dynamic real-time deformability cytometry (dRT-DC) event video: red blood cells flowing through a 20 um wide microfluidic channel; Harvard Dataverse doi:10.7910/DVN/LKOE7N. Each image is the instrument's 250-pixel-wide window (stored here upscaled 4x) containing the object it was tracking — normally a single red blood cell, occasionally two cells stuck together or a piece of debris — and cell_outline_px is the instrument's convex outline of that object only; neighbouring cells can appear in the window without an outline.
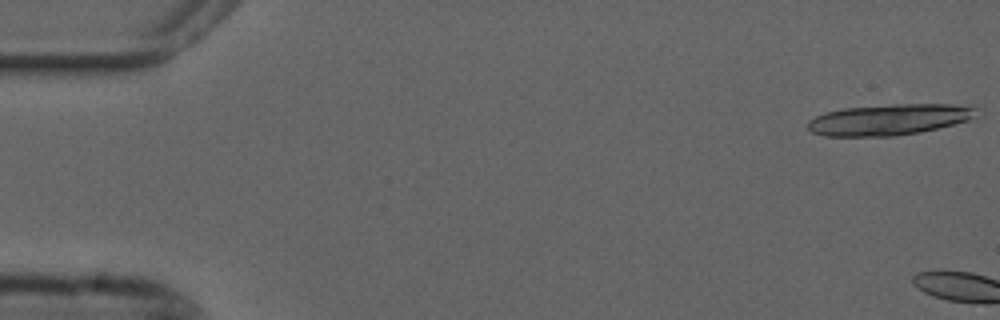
{"species": "common noctule bat (a hibernating species)", "species_latin": "Nyctalus noctula", "temperature_condition": "cold", "stored_images_in_passage": 4, "camera_frame_rate_fps": 3000, "um_per_image_px": 0.085, "animal": {"sex": "male", "forearm_length_mm": 52.5}, "frame": {"image": 1, "passage_image": 1, "time_ms": 0.0, "image_size_px": [1000, 320], "cell_outline_px": [[984, 116], [920, 132], [896, 136], [824, 136], [812, 132], [808, 128], [808, 120], [824, 112], [844, 108], [896, 104], [952, 104], [984, 108]], "centroid_in_image_um": [75.69, 10.15], "position_along_channel_um": 9.3, "area_um2": 30.98}}